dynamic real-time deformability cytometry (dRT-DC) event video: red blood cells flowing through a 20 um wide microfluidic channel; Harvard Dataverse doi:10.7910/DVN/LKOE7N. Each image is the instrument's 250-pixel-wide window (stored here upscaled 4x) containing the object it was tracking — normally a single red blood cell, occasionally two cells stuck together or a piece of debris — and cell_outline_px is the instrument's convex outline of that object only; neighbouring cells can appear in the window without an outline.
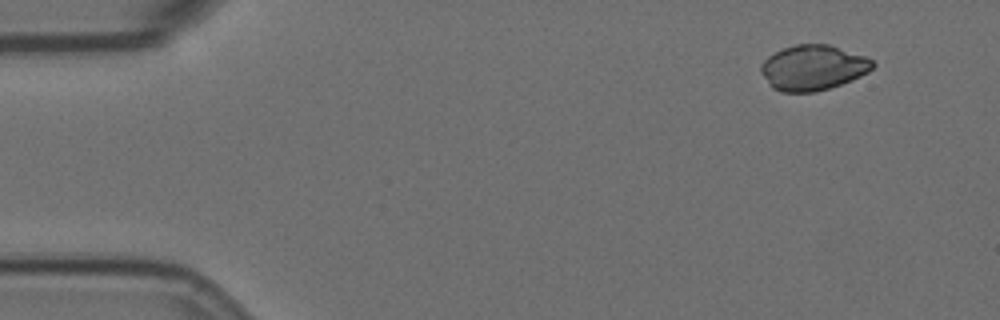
{"species": "Egyptian fruit bat (a non-hibernating species)", "species_latin": "Rousettus aegyptiacus", "temperature_condition": "room temperature", "stored_images_in_passage": 7, "camera_frame_rate_fps": 3000, "um_per_image_px": 0.085, "animal": {"sex": "female"}, "frame": {"image": 1, "passage_image": 1, "time_ms": 0.0, "image_size_px": [1000, 320], "cell_outline_px": [[876, 64], [868, 72], [852, 80], [816, 92], [780, 92], [772, 88], [768, 84], [760, 72], [760, 64], [768, 56], [784, 48], [796, 44], [828, 44], [864, 56], [872, 60]], "centroid_in_image_um": [69.07, 5.76], "position_along_channel_um": 15.9, "area_um2": 29.42}}
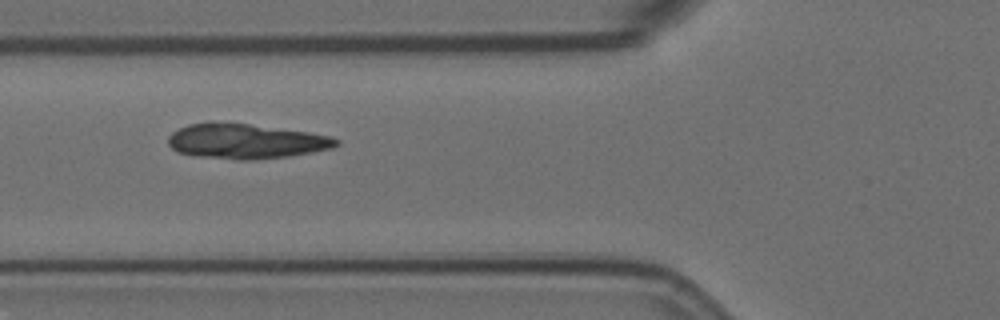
{"frame": {"image": 2, "passage_image": 5, "time_ms": 5.333, "image_size_px": [1000, 320], "cell_outline_px": [[340, 144], [332, 148], [312, 152], [288, 156], [252, 160], [236, 160], [192, 156], [176, 152], [168, 144], [168, 136], [172, 132], [188, 124], [208, 120], [212, 120], [248, 124], [308, 132], [328, 136], [340, 140]], "centroid_in_image_um": [20.82, 12.0], "position_along_channel_um": 105.0, "area_um2": 34.68}}
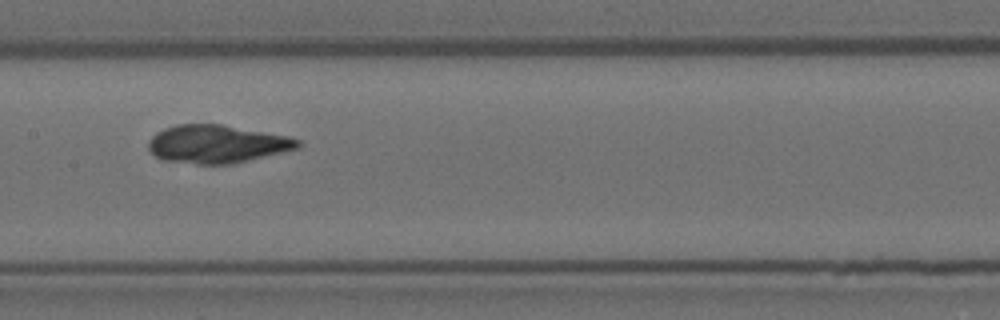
{"frame": {"image": 3, "passage_image": 7, "time_ms": 7.667, "image_size_px": [1000, 320], "cell_outline_px": [[300, 148], [232, 164], [196, 164], [172, 160], [156, 156], [148, 148], [148, 140], [156, 132], [164, 128], [176, 124], [224, 124], [292, 136], [300, 140]], "centroid_in_image_um": [18.5, 12.22], "position_along_channel_um": 188.9, "area_um2": 33.29}}